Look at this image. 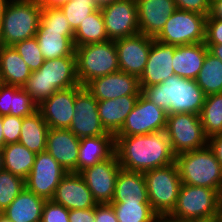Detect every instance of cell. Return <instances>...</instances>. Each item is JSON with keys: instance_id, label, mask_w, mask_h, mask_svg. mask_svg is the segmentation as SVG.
Here are the masks:
<instances>
[{"instance_id": "obj_1", "label": "cell", "mask_w": 222, "mask_h": 222, "mask_svg": "<svg viewBox=\"0 0 222 222\" xmlns=\"http://www.w3.org/2000/svg\"><path fill=\"white\" fill-rule=\"evenodd\" d=\"M115 154L122 169L145 172L175 162L165 130L134 136H115Z\"/></svg>"}, {"instance_id": "obj_2", "label": "cell", "mask_w": 222, "mask_h": 222, "mask_svg": "<svg viewBox=\"0 0 222 222\" xmlns=\"http://www.w3.org/2000/svg\"><path fill=\"white\" fill-rule=\"evenodd\" d=\"M141 93L167 115L193 113L199 115L206 95L196 80L173 75L164 82L149 87H140Z\"/></svg>"}, {"instance_id": "obj_3", "label": "cell", "mask_w": 222, "mask_h": 222, "mask_svg": "<svg viewBox=\"0 0 222 222\" xmlns=\"http://www.w3.org/2000/svg\"><path fill=\"white\" fill-rule=\"evenodd\" d=\"M80 85L77 78L76 56L44 60L43 65L31 72L23 88L39 105L58 90Z\"/></svg>"}, {"instance_id": "obj_4", "label": "cell", "mask_w": 222, "mask_h": 222, "mask_svg": "<svg viewBox=\"0 0 222 222\" xmlns=\"http://www.w3.org/2000/svg\"><path fill=\"white\" fill-rule=\"evenodd\" d=\"M175 162L182 184L215 189L222 196V166L208 145L176 155Z\"/></svg>"}, {"instance_id": "obj_5", "label": "cell", "mask_w": 222, "mask_h": 222, "mask_svg": "<svg viewBox=\"0 0 222 222\" xmlns=\"http://www.w3.org/2000/svg\"><path fill=\"white\" fill-rule=\"evenodd\" d=\"M221 209L222 196L215 189L182 184L169 215L185 222H215Z\"/></svg>"}, {"instance_id": "obj_6", "label": "cell", "mask_w": 222, "mask_h": 222, "mask_svg": "<svg viewBox=\"0 0 222 222\" xmlns=\"http://www.w3.org/2000/svg\"><path fill=\"white\" fill-rule=\"evenodd\" d=\"M42 9L37 0H9L0 25L1 45L13 46L35 37Z\"/></svg>"}, {"instance_id": "obj_7", "label": "cell", "mask_w": 222, "mask_h": 222, "mask_svg": "<svg viewBox=\"0 0 222 222\" xmlns=\"http://www.w3.org/2000/svg\"><path fill=\"white\" fill-rule=\"evenodd\" d=\"M77 78L86 86L95 78L120 71L113 40L75 47Z\"/></svg>"}, {"instance_id": "obj_8", "label": "cell", "mask_w": 222, "mask_h": 222, "mask_svg": "<svg viewBox=\"0 0 222 222\" xmlns=\"http://www.w3.org/2000/svg\"><path fill=\"white\" fill-rule=\"evenodd\" d=\"M148 200L156 214H170L182 185L176 162L143 172Z\"/></svg>"}, {"instance_id": "obj_9", "label": "cell", "mask_w": 222, "mask_h": 222, "mask_svg": "<svg viewBox=\"0 0 222 222\" xmlns=\"http://www.w3.org/2000/svg\"><path fill=\"white\" fill-rule=\"evenodd\" d=\"M165 132L175 155L208 145L200 116L193 113L167 115Z\"/></svg>"}, {"instance_id": "obj_10", "label": "cell", "mask_w": 222, "mask_h": 222, "mask_svg": "<svg viewBox=\"0 0 222 222\" xmlns=\"http://www.w3.org/2000/svg\"><path fill=\"white\" fill-rule=\"evenodd\" d=\"M206 19V15L176 9L155 40L175 46L204 42Z\"/></svg>"}, {"instance_id": "obj_11", "label": "cell", "mask_w": 222, "mask_h": 222, "mask_svg": "<svg viewBox=\"0 0 222 222\" xmlns=\"http://www.w3.org/2000/svg\"><path fill=\"white\" fill-rule=\"evenodd\" d=\"M167 112L140 94L134 108L115 136L144 135L166 128Z\"/></svg>"}, {"instance_id": "obj_12", "label": "cell", "mask_w": 222, "mask_h": 222, "mask_svg": "<svg viewBox=\"0 0 222 222\" xmlns=\"http://www.w3.org/2000/svg\"><path fill=\"white\" fill-rule=\"evenodd\" d=\"M67 173L47 151H43L36 154L32 170L25 179V187L45 200H52L58 184Z\"/></svg>"}, {"instance_id": "obj_13", "label": "cell", "mask_w": 222, "mask_h": 222, "mask_svg": "<svg viewBox=\"0 0 222 222\" xmlns=\"http://www.w3.org/2000/svg\"><path fill=\"white\" fill-rule=\"evenodd\" d=\"M109 40L139 33L136 0H117L100 7Z\"/></svg>"}, {"instance_id": "obj_14", "label": "cell", "mask_w": 222, "mask_h": 222, "mask_svg": "<svg viewBox=\"0 0 222 222\" xmlns=\"http://www.w3.org/2000/svg\"><path fill=\"white\" fill-rule=\"evenodd\" d=\"M69 130L78 138L95 137L108 133L101 124L97 100L85 86L76 93L74 114Z\"/></svg>"}, {"instance_id": "obj_15", "label": "cell", "mask_w": 222, "mask_h": 222, "mask_svg": "<svg viewBox=\"0 0 222 222\" xmlns=\"http://www.w3.org/2000/svg\"><path fill=\"white\" fill-rule=\"evenodd\" d=\"M121 166L116 154L79 172L97 204L111 203Z\"/></svg>"}, {"instance_id": "obj_16", "label": "cell", "mask_w": 222, "mask_h": 222, "mask_svg": "<svg viewBox=\"0 0 222 222\" xmlns=\"http://www.w3.org/2000/svg\"><path fill=\"white\" fill-rule=\"evenodd\" d=\"M154 38L142 33L114 40L119 69L138 78L144 71Z\"/></svg>"}, {"instance_id": "obj_17", "label": "cell", "mask_w": 222, "mask_h": 222, "mask_svg": "<svg viewBox=\"0 0 222 222\" xmlns=\"http://www.w3.org/2000/svg\"><path fill=\"white\" fill-rule=\"evenodd\" d=\"M82 87L78 85L58 90L38 105L37 110L49 128L69 129L74 114L75 96Z\"/></svg>"}, {"instance_id": "obj_18", "label": "cell", "mask_w": 222, "mask_h": 222, "mask_svg": "<svg viewBox=\"0 0 222 222\" xmlns=\"http://www.w3.org/2000/svg\"><path fill=\"white\" fill-rule=\"evenodd\" d=\"M97 101L129 96H140L139 78L122 71L93 79L85 86Z\"/></svg>"}, {"instance_id": "obj_19", "label": "cell", "mask_w": 222, "mask_h": 222, "mask_svg": "<svg viewBox=\"0 0 222 222\" xmlns=\"http://www.w3.org/2000/svg\"><path fill=\"white\" fill-rule=\"evenodd\" d=\"M175 48V45L152 40L148 61L139 77L140 87L160 84L174 75L172 65Z\"/></svg>"}, {"instance_id": "obj_20", "label": "cell", "mask_w": 222, "mask_h": 222, "mask_svg": "<svg viewBox=\"0 0 222 222\" xmlns=\"http://www.w3.org/2000/svg\"><path fill=\"white\" fill-rule=\"evenodd\" d=\"M52 200L68 210L95 207L92 192L79 173L68 172L58 184Z\"/></svg>"}, {"instance_id": "obj_21", "label": "cell", "mask_w": 222, "mask_h": 222, "mask_svg": "<svg viewBox=\"0 0 222 222\" xmlns=\"http://www.w3.org/2000/svg\"><path fill=\"white\" fill-rule=\"evenodd\" d=\"M139 33L156 38L176 11L174 0H136Z\"/></svg>"}, {"instance_id": "obj_22", "label": "cell", "mask_w": 222, "mask_h": 222, "mask_svg": "<svg viewBox=\"0 0 222 222\" xmlns=\"http://www.w3.org/2000/svg\"><path fill=\"white\" fill-rule=\"evenodd\" d=\"M80 138L69 129L50 128L46 151L67 171L77 173Z\"/></svg>"}, {"instance_id": "obj_23", "label": "cell", "mask_w": 222, "mask_h": 222, "mask_svg": "<svg viewBox=\"0 0 222 222\" xmlns=\"http://www.w3.org/2000/svg\"><path fill=\"white\" fill-rule=\"evenodd\" d=\"M115 154V135L80 138L77 173L111 158Z\"/></svg>"}, {"instance_id": "obj_24", "label": "cell", "mask_w": 222, "mask_h": 222, "mask_svg": "<svg viewBox=\"0 0 222 222\" xmlns=\"http://www.w3.org/2000/svg\"><path fill=\"white\" fill-rule=\"evenodd\" d=\"M208 51L204 42L176 46L172 65L174 75L195 80Z\"/></svg>"}, {"instance_id": "obj_25", "label": "cell", "mask_w": 222, "mask_h": 222, "mask_svg": "<svg viewBox=\"0 0 222 222\" xmlns=\"http://www.w3.org/2000/svg\"><path fill=\"white\" fill-rule=\"evenodd\" d=\"M45 202L25 187L0 214L11 222H41Z\"/></svg>"}, {"instance_id": "obj_26", "label": "cell", "mask_w": 222, "mask_h": 222, "mask_svg": "<svg viewBox=\"0 0 222 222\" xmlns=\"http://www.w3.org/2000/svg\"><path fill=\"white\" fill-rule=\"evenodd\" d=\"M139 96H123L112 100L97 101L98 114L105 130L115 135L134 108Z\"/></svg>"}, {"instance_id": "obj_27", "label": "cell", "mask_w": 222, "mask_h": 222, "mask_svg": "<svg viewBox=\"0 0 222 222\" xmlns=\"http://www.w3.org/2000/svg\"><path fill=\"white\" fill-rule=\"evenodd\" d=\"M35 37L44 60L76 56L74 35H63V31L44 30L39 25Z\"/></svg>"}, {"instance_id": "obj_28", "label": "cell", "mask_w": 222, "mask_h": 222, "mask_svg": "<svg viewBox=\"0 0 222 222\" xmlns=\"http://www.w3.org/2000/svg\"><path fill=\"white\" fill-rule=\"evenodd\" d=\"M31 72L13 46H0V75L3 84L23 87Z\"/></svg>"}, {"instance_id": "obj_29", "label": "cell", "mask_w": 222, "mask_h": 222, "mask_svg": "<svg viewBox=\"0 0 222 222\" xmlns=\"http://www.w3.org/2000/svg\"><path fill=\"white\" fill-rule=\"evenodd\" d=\"M123 200L149 201L143 172L119 170L112 202Z\"/></svg>"}, {"instance_id": "obj_30", "label": "cell", "mask_w": 222, "mask_h": 222, "mask_svg": "<svg viewBox=\"0 0 222 222\" xmlns=\"http://www.w3.org/2000/svg\"><path fill=\"white\" fill-rule=\"evenodd\" d=\"M48 124L37 110L22 119L19 143L30 151L37 153L46 151Z\"/></svg>"}, {"instance_id": "obj_31", "label": "cell", "mask_w": 222, "mask_h": 222, "mask_svg": "<svg viewBox=\"0 0 222 222\" xmlns=\"http://www.w3.org/2000/svg\"><path fill=\"white\" fill-rule=\"evenodd\" d=\"M2 150L4 169L26 179L32 170L36 153L19 142L4 145Z\"/></svg>"}, {"instance_id": "obj_32", "label": "cell", "mask_w": 222, "mask_h": 222, "mask_svg": "<svg viewBox=\"0 0 222 222\" xmlns=\"http://www.w3.org/2000/svg\"><path fill=\"white\" fill-rule=\"evenodd\" d=\"M109 41L101 9L89 15L74 31V46Z\"/></svg>"}, {"instance_id": "obj_33", "label": "cell", "mask_w": 222, "mask_h": 222, "mask_svg": "<svg viewBox=\"0 0 222 222\" xmlns=\"http://www.w3.org/2000/svg\"><path fill=\"white\" fill-rule=\"evenodd\" d=\"M195 80L206 96L222 93V61L208 51Z\"/></svg>"}, {"instance_id": "obj_34", "label": "cell", "mask_w": 222, "mask_h": 222, "mask_svg": "<svg viewBox=\"0 0 222 222\" xmlns=\"http://www.w3.org/2000/svg\"><path fill=\"white\" fill-rule=\"evenodd\" d=\"M205 135L210 138L222 132V93L210 94L199 114Z\"/></svg>"}, {"instance_id": "obj_35", "label": "cell", "mask_w": 222, "mask_h": 222, "mask_svg": "<svg viewBox=\"0 0 222 222\" xmlns=\"http://www.w3.org/2000/svg\"><path fill=\"white\" fill-rule=\"evenodd\" d=\"M118 222H152L157 215L149 201L111 202Z\"/></svg>"}, {"instance_id": "obj_36", "label": "cell", "mask_w": 222, "mask_h": 222, "mask_svg": "<svg viewBox=\"0 0 222 222\" xmlns=\"http://www.w3.org/2000/svg\"><path fill=\"white\" fill-rule=\"evenodd\" d=\"M24 188L25 179L5 169L0 171V213L11 204Z\"/></svg>"}, {"instance_id": "obj_37", "label": "cell", "mask_w": 222, "mask_h": 222, "mask_svg": "<svg viewBox=\"0 0 222 222\" xmlns=\"http://www.w3.org/2000/svg\"><path fill=\"white\" fill-rule=\"evenodd\" d=\"M75 31L81 22L99 9L94 0H71L60 8Z\"/></svg>"}, {"instance_id": "obj_38", "label": "cell", "mask_w": 222, "mask_h": 222, "mask_svg": "<svg viewBox=\"0 0 222 222\" xmlns=\"http://www.w3.org/2000/svg\"><path fill=\"white\" fill-rule=\"evenodd\" d=\"M39 25L44 30L63 31V35H74V30L60 8L42 9Z\"/></svg>"}, {"instance_id": "obj_39", "label": "cell", "mask_w": 222, "mask_h": 222, "mask_svg": "<svg viewBox=\"0 0 222 222\" xmlns=\"http://www.w3.org/2000/svg\"><path fill=\"white\" fill-rule=\"evenodd\" d=\"M31 71L38 70L44 63L36 37L25 39L13 45Z\"/></svg>"}, {"instance_id": "obj_40", "label": "cell", "mask_w": 222, "mask_h": 222, "mask_svg": "<svg viewBox=\"0 0 222 222\" xmlns=\"http://www.w3.org/2000/svg\"><path fill=\"white\" fill-rule=\"evenodd\" d=\"M37 107L38 105L23 87L14 86V97L12 106L10 107V115L24 118L37 111Z\"/></svg>"}, {"instance_id": "obj_41", "label": "cell", "mask_w": 222, "mask_h": 222, "mask_svg": "<svg viewBox=\"0 0 222 222\" xmlns=\"http://www.w3.org/2000/svg\"><path fill=\"white\" fill-rule=\"evenodd\" d=\"M41 222H69V210L53 200H46Z\"/></svg>"}, {"instance_id": "obj_42", "label": "cell", "mask_w": 222, "mask_h": 222, "mask_svg": "<svg viewBox=\"0 0 222 222\" xmlns=\"http://www.w3.org/2000/svg\"><path fill=\"white\" fill-rule=\"evenodd\" d=\"M22 119V117L14 115L3 116L2 126L5 145L19 142Z\"/></svg>"}, {"instance_id": "obj_43", "label": "cell", "mask_w": 222, "mask_h": 222, "mask_svg": "<svg viewBox=\"0 0 222 222\" xmlns=\"http://www.w3.org/2000/svg\"><path fill=\"white\" fill-rule=\"evenodd\" d=\"M177 9L209 15L210 0H174Z\"/></svg>"}, {"instance_id": "obj_44", "label": "cell", "mask_w": 222, "mask_h": 222, "mask_svg": "<svg viewBox=\"0 0 222 222\" xmlns=\"http://www.w3.org/2000/svg\"><path fill=\"white\" fill-rule=\"evenodd\" d=\"M205 44H222V20L206 19Z\"/></svg>"}, {"instance_id": "obj_45", "label": "cell", "mask_w": 222, "mask_h": 222, "mask_svg": "<svg viewBox=\"0 0 222 222\" xmlns=\"http://www.w3.org/2000/svg\"><path fill=\"white\" fill-rule=\"evenodd\" d=\"M14 86L3 84L0 87V115H10V107L13 103Z\"/></svg>"}, {"instance_id": "obj_46", "label": "cell", "mask_w": 222, "mask_h": 222, "mask_svg": "<svg viewBox=\"0 0 222 222\" xmlns=\"http://www.w3.org/2000/svg\"><path fill=\"white\" fill-rule=\"evenodd\" d=\"M95 222H118L110 203L97 204L95 206Z\"/></svg>"}, {"instance_id": "obj_47", "label": "cell", "mask_w": 222, "mask_h": 222, "mask_svg": "<svg viewBox=\"0 0 222 222\" xmlns=\"http://www.w3.org/2000/svg\"><path fill=\"white\" fill-rule=\"evenodd\" d=\"M69 222H95V207L69 210Z\"/></svg>"}, {"instance_id": "obj_48", "label": "cell", "mask_w": 222, "mask_h": 222, "mask_svg": "<svg viewBox=\"0 0 222 222\" xmlns=\"http://www.w3.org/2000/svg\"><path fill=\"white\" fill-rule=\"evenodd\" d=\"M208 146L222 166V132L208 138Z\"/></svg>"}, {"instance_id": "obj_49", "label": "cell", "mask_w": 222, "mask_h": 222, "mask_svg": "<svg viewBox=\"0 0 222 222\" xmlns=\"http://www.w3.org/2000/svg\"><path fill=\"white\" fill-rule=\"evenodd\" d=\"M210 12L207 19L222 20V0H210Z\"/></svg>"}, {"instance_id": "obj_50", "label": "cell", "mask_w": 222, "mask_h": 222, "mask_svg": "<svg viewBox=\"0 0 222 222\" xmlns=\"http://www.w3.org/2000/svg\"><path fill=\"white\" fill-rule=\"evenodd\" d=\"M71 0H37L38 4L43 8H61Z\"/></svg>"}, {"instance_id": "obj_51", "label": "cell", "mask_w": 222, "mask_h": 222, "mask_svg": "<svg viewBox=\"0 0 222 222\" xmlns=\"http://www.w3.org/2000/svg\"><path fill=\"white\" fill-rule=\"evenodd\" d=\"M209 52L222 61V44H205Z\"/></svg>"}, {"instance_id": "obj_52", "label": "cell", "mask_w": 222, "mask_h": 222, "mask_svg": "<svg viewBox=\"0 0 222 222\" xmlns=\"http://www.w3.org/2000/svg\"><path fill=\"white\" fill-rule=\"evenodd\" d=\"M152 222H185L170 216L169 214H157L153 219Z\"/></svg>"}, {"instance_id": "obj_53", "label": "cell", "mask_w": 222, "mask_h": 222, "mask_svg": "<svg viewBox=\"0 0 222 222\" xmlns=\"http://www.w3.org/2000/svg\"><path fill=\"white\" fill-rule=\"evenodd\" d=\"M3 116L0 115V148L2 149L5 145L4 135H3Z\"/></svg>"}, {"instance_id": "obj_54", "label": "cell", "mask_w": 222, "mask_h": 222, "mask_svg": "<svg viewBox=\"0 0 222 222\" xmlns=\"http://www.w3.org/2000/svg\"><path fill=\"white\" fill-rule=\"evenodd\" d=\"M9 0H0V23L2 20V15L4 13L5 7L8 4Z\"/></svg>"}, {"instance_id": "obj_55", "label": "cell", "mask_w": 222, "mask_h": 222, "mask_svg": "<svg viewBox=\"0 0 222 222\" xmlns=\"http://www.w3.org/2000/svg\"><path fill=\"white\" fill-rule=\"evenodd\" d=\"M114 1H117V0H94V2L97 4V6L100 8L104 5H107L109 3H113Z\"/></svg>"}, {"instance_id": "obj_56", "label": "cell", "mask_w": 222, "mask_h": 222, "mask_svg": "<svg viewBox=\"0 0 222 222\" xmlns=\"http://www.w3.org/2000/svg\"><path fill=\"white\" fill-rule=\"evenodd\" d=\"M4 169L3 150L0 148V171Z\"/></svg>"}, {"instance_id": "obj_57", "label": "cell", "mask_w": 222, "mask_h": 222, "mask_svg": "<svg viewBox=\"0 0 222 222\" xmlns=\"http://www.w3.org/2000/svg\"><path fill=\"white\" fill-rule=\"evenodd\" d=\"M0 222H11V221L7 220L4 216L0 214Z\"/></svg>"}, {"instance_id": "obj_58", "label": "cell", "mask_w": 222, "mask_h": 222, "mask_svg": "<svg viewBox=\"0 0 222 222\" xmlns=\"http://www.w3.org/2000/svg\"><path fill=\"white\" fill-rule=\"evenodd\" d=\"M215 222H222V216H220Z\"/></svg>"}, {"instance_id": "obj_59", "label": "cell", "mask_w": 222, "mask_h": 222, "mask_svg": "<svg viewBox=\"0 0 222 222\" xmlns=\"http://www.w3.org/2000/svg\"><path fill=\"white\" fill-rule=\"evenodd\" d=\"M3 85L2 79H1V75H0V87Z\"/></svg>"}]
</instances>
